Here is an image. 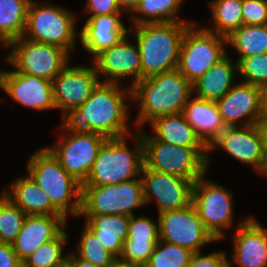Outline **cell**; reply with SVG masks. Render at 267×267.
I'll return each mask as SVG.
<instances>
[{"instance_id": "6da1fadb", "label": "cell", "mask_w": 267, "mask_h": 267, "mask_svg": "<svg viewBox=\"0 0 267 267\" xmlns=\"http://www.w3.org/2000/svg\"><path fill=\"white\" fill-rule=\"evenodd\" d=\"M127 99H132L130 87L128 91L116 83L100 82L90 97L64 121L76 130L95 132L108 139L129 136L132 133L127 124Z\"/></svg>"}, {"instance_id": "7a4b0ae2", "label": "cell", "mask_w": 267, "mask_h": 267, "mask_svg": "<svg viewBox=\"0 0 267 267\" xmlns=\"http://www.w3.org/2000/svg\"><path fill=\"white\" fill-rule=\"evenodd\" d=\"M131 89V100L139 104L136 131L160 116L182 113L193 96L192 84L177 68L142 79Z\"/></svg>"}, {"instance_id": "3957f363", "label": "cell", "mask_w": 267, "mask_h": 267, "mask_svg": "<svg viewBox=\"0 0 267 267\" xmlns=\"http://www.w3.org/2000/svg\"><path fill=\"white\" fill-rule=\"evenodd\" d=\"M191 24L192 22L145 23L129 29V32L135 34L139 47L142 79L178 67L184 32Z\"/></svg>"}, {"instance_id": "277c9868", "label": "cell", "mask_w": 267, "mask_h": 267, "mask_svg": "<svg viewBox=\"0 0 267 267\" xmlns=\"http://www.w3.org/2000/svg\"><path fill=\"white\" fill-rule=\"evenodd\" d=\"M28 176L47 193L52 204L67 218L80 216L82 184L73 178L47 148L31 155L27 162ZM71 204V199H73Z\"/></svg>"}, {"instance_id": "5b68a950", "label": "cell", "mask_w": 267, "mask_h": 267, "mask_svg": "<svg viewBox=\"0 0 267 267\" xmlns=\"http://www.w3.org/2000/svg\"><path fill=\"white\" fill-rule=\"evenodd\" d=\"M134 132V151L127 146V136L106 140L82 186L118 184L140 178L144 166V146L141 135L137 131Z\"/></svg>"}, {"instance_id": "8992f818", "label": "cell", "mask_w": 267, "mask_h": 267, "mask_svg": "<svg viewBox=\"0 0 267 267\" xmlns=\"http://www.w3.org/2000/svg\"><path fill=\"white\" fill-rule=\"evenodd\" d=\"M75 14L64 7L52 4L37 5L31 0L23 37L31 41L55 45L70 53L76 46Z\"/></svg>"}, {"instance_id": "52a82bcc", "label": "cell", "mask_w": 267, "mask_h": 267, "mask_svg": "<svg viewBox=\"0 0 267 267\" xmlns=\"http://www.w3.org/2000/svg\"><path fill=\"white\" fill-rule=\"evenodd\" d=\"M141 135L144 146V166L161 173L184 177L195 182L206 174L207 161L192 147L177 146Z\"/></svg>"}, {"instance_id": "ba28073f", "label": "cell", "mask_w": 267, "mask_h": 267, "mask_svg": "<svg viewBox=\"0 0 267 267\" xmlns=\"http://www.w3.org/2000/svg\"><path fill=\"white\" fill-rule=\"evenodd\" d=\"M145 204L140 176L118 184L82 186L80 215L133 216V210Z\"/></svg>"}, {"instance_id": "9c48e42d", "label": "cell", "mask_w": 267, "mask_h": 267, "mask_svg": "<svg viewBox=\"0 0 267 267\" xmlns=\"http://www.w3.org/2000/svg\"><path fill=\"white\" fill-rule=\"evenodd\" d=\"M196 27L191 24L184 32L177 67L191 84L227 55L226 37Z\"/></svg>"}, {"instance_id": "30bf717a", "label": "cell", "mask_w": 267, "mask_h": 267, "mask_svg": "<svg viewBox=\"0 0 267 267\" xmlns=\"http://www.w3.org/2000/svg\"><path fill=\"white\" fill-rule=\"evenodd\" d=\"M62 122L60 126L63 129L61 139L56 145L47 148L59 160L61 166L83 184L92 169L100 148L108 138L95 132L76 130L65 121ZM64 132L67 134L66 137Z\"/></svg>"}, {"instance_id": "8fae6325", "label": "cell", "mask_w": 267, "mask_h": 267, "mask_svg": "<svg viewBox=\"0 0 267 267\" xmlns=\"http://www.w3.org/2000/svg\"><path fill=\"white\" fill-rule=\"evenodd\" d=\"M10 54L6 62L14 66L16 72L33 75L53 81L69 64L70 54L55 45L31 41L23 36L10 42Z\"/></svg>"}, {"instance_id": "7c38bea8", "label": "cell", "mask_w": 267, "mask_h": 267, "mask_svg": "<svg viewBox=\"0 0 267 267\" xmlns=\"http://www.w3.org/2000/svg\"><path fill=\"white\" fill-rule=\"evenodd\" d=\"M203 175L193 183L192 204L205 229L219 241L233 224L232 193L223 186L208 181Z\"/></svg>"}, {"instance_id": "4fadbf2b", "label": "cell", "mask_w": 267, "mask_h": 267, "mask_svg": "<svg viewBox=\"0 0 267 267\" xmlns=\"http://www.w3.org/2000/svg\"><path fill=\"white\" fill-rule=\"evenodd\" d=\"M158 223L160 240L194 253L200 251L202 246L216 241L205 229L192 203L182 209L158 214Z\"/></svg>"}, {"instance_id": "5bb4252c", "label": "cell", "mask_w": 267, "mask_h": 267, "mask_svg": "<svg viewBox=\"0 0 267 267\" xmlns=\"http://www.w3.org/2000/svg\"><path fill=\"white\" fill-rule=\"evenodd\" d=\"M96 66L67 65L52 81L56 108L60 109L62 121L81 106L102 81L98 79Z\"/></svg>"}, {"instance_id": "9a60e30c", "label": "cell", "mask_w": 267, "mask_h": 267, "mask_svg": "<svg viewBox=\"0 0 267 267\" xmlns=\"http://www.w3.org/2000/svg\"><path fill=\"white\" fill-rule=\"evenodd\" d=\"M141 175L145 203L155 199L158 214L178 210L192 203L193 181L184 177L161 173L143 166Z\"/></svg>"}, {"instance_id": "2e32d148", "label": "cell", "mask_w": 267, "mask_h": 267, "mask_svg": "<svg viewBox=\"0 0 267 267\" xmlns=\"http://www.w3.org/2000/svg\"><path fill=\"white\" fill-rule=\"evenodd\" d=\"M217 147L238 161L252 166L256 172L267 175V159L256 124L226 127L208 146V153Z\"/></svg>"}, {"instance_id": "e0dca14e", "label": "cell", "mask_w": 267, "mask_h": 267, "mask_svg": "<svg viewBox=\"0 0 267 267\" xmlns=\"http://www.w3.org/2000/svg\"><path fill=\"white\" fill-rule=\"evenodd\" d=\"M98 76H106L104 83L120 84L119 80L124 77H133V82L129 86L132 88L137 82L142 80V66L140 51L136 43H130L127 35L111 48L105 49L93 58Z\"/></svg>"}, {"instance_id": "ac0fdd59", "label": "cell", "mask_w": 267, "mask_h": 267, "mask_svg": "<svg viewBox=\"0 0 267 267\" xmlns=\"http://www.w3.org/2000/svg\"><path fill=\"white\" fill-rule=\"evenodd\" d=\"M0 88L15 102L37 111L56 109L52 81L14 71H0Z\"/></svg>"}, {"instance_id": "d6986e66", "label": "cell", "mask_w": 267, "mask_h": 267, "mask_svg": "<svg viewBox=\"0 0 267 267\" xmlns=\"http://www.w3.org/2000/svg\"><path fill=\"white\" fill-rule=\"evenodd\" d=\"M216 104L226 127L238 126L241 121L243 126L254 125L262 116L259 87L248 83L234 84Z\"/></svg>"}, {"instance_id": "ffe728a7", "label": "cell", "mask_w": 267, "mask_h": 267, "mask_svg": "<svg viewBox=\"0 0 267 267\" xmlns=\"http://www.w3.org/2000/svg\"><path fill=\"white\" fill-rule=\"evenodd\" d=\"M232 239V260L240 267H267V230L254 218H244Z\"/></svg>"}, {"instance_id": "44dd1931", "label": "cell", "mask_w": 267, "mask_h": 267, "mask_svg": "<svg viewBox=\"0 0 267 267\" xmlns=\"http://www.w3.org/2000/svg\"><path fill=\"white\" fill-rule=\"evenodd\" d=\"M65 216L27 215L21 231L12 243L14 251L23 262L42 244L56 238L66 225Z\"/></svg>"}, {"instance_id": "7402d4cb", "label": "cell", "mask_w": 267, "mask_h": 267, "mask_svg": "<svg viewBox=\"0 0 267 267\" xmlns=\"http://www.w3.org/2000/svg\"><path fill=\"white\" fill-rule=\"evenodd\" d=\"M120 16L108 14L87 18L80 32V42L92 58L119 43L129 33Z\"/></svg>"}, {"instance_id": "603a6c76", "label": "cell", "mask_w": 267, "mask_h": 267, "mask_svg": "<svg viewBox=\"0 0 267 267\" xmlns=\"http://www.w3.org/2000/svg\"><path fill=\"white\" fill-rule=\"evenodd\" d=\"M154 132V138L161 142L194 148L206 161L210 163L208 147L197 136L194 129L187 123L183 113L164 115L149 123Z\"/></svg>"}, {"instance_id": "cb8c5ba5", "label": "cell", "mask_w": 267, "mask_h": 267, "mask_svg": "<svg viewBox=\"0 0 267 267\" xmlns=\"http://www.w3.org/2000/svg\"><path fill=\"white\" fill-rule=\"evenodd\" d=\"M189 98L183 109L187 123L208 147L226 128L216 102L194 97Z\"/></svg>"}, {"instance_id": "d4e9b609", "label": "cell", "mask_w": 267, "mask_h": 267, "mask_svg": "<svg viewBox=\"0 0 267 267\" xmlns=\"http://www.w3.org/2000/svg\"><path fill=\"white\" fill-rule=\"evenodd\" d=\"M3 193L26 215L64 216L51 202L45 191L29 177L22 176L13 180L10 192Z\"/></svg>"}, {"instance_id": "484cf974", "label": "cell", "mask_w": 267, "mask_h": 267, "mask_svg": "<svg viewBox=\"0 0 267 267\" xmlns=\"http://www.w3.org/2000/svg\"><path fill=\"white\" fill-rule=\"evenodd\" d=\"M236 73L237 62L234 63L227 54L192 84L193 93L198 98L216 102L230 91Z\"/></svg>"}, {"instance_id": "4316f807", "label": "cell", "mask_w": 267, "mask_h": 267, "mask_svg": "<svg viewBox=\"0 0 267 267\" xmlns=\"http://www.w3.org/2000/svg\"><path fill=\"white\" fill-rule=\"evenodd\" d=\"M80 216L86 217L85 225L109 252L119 258L123 242L127 239L130 216L109 214Z\"/></svg>"}, {"instance_id": "83f0119b", "label": "cell", "mask_w": 267, "mask_h": 267, "mask_svg": "<svg viewBox=\"0 0 267 267\" xmlns=\"http://www.w3.org/2000/svg\"><path fill=\"white\" fill-rule=\"evenodd\" d=\"M31 0H0V42L6 47L24 35Z\"/></svg>"}, {"instance_id": "f1b7e54d", "label": "cell", "mask_w": 267, "mask_h": 267, "mask_svg": "<svg viewBox=\"0 0 267 267\" xmlns=\"http://www.w3.org/2000/svg\"><path fill=\"white\" fill-rule=\"evenodd\" d=\"M229 44L239 53L237 63L245 57L267 53V24L241 25L226 37Z\"/></svg>"}, {"instance_id": "f546056e", "label": "cell", "mask_w": 267, "mask_h": 267, "mask_svg": "<svg viewBox=\"0 0 267 267\" xmlns=\"http://www.w3.org/2000/svg\"><path fill=\"white\" fill-rule=\"evenodd\" d=\"M182 3L183 0H141L137 8L130 14L132 15V23L140 25L145 23L185 22L178 17Z\"/></svg>"}, {"instance_id": "4dcf8cb0", "label": "cell", "mask_w": 267, "mask_h": 267, "mask_svg": "<svg viewBox=\"0 0 267 267\" xmlns=\"http://www.w3.org/2000/svg\"><path fill=\"white\" fill-rule=\"evenodd\" d=\"M214 28L204 29L227 37L243 25L242 0H211L209 2Z\"/></svg>"}, {"instance_id": "1f68e13d", "label": "cell", "mask_w": 267, "mask_h": 267, "mask_svg": "<svg viewBox=\"0 0 267 267\" xmlns=\"http://www.w3.org/2000/svg\"><path fill=\"white\" fill-rule=\"evenodd\" d=\"M66 231H62L56 238L42 244L34 253L23 261V267H60L67 262V255L63 254V245L68 239Z\"/></svg>"}, {"instance_id": "d6a6232c", "label": "cell", "mask_w": 267, "mask_h": 267, "mask_svg": "<svg viewBox=\"0 0 267 267\" xmlns=\"http://www.w3.org/2000/svg\"><path fill=\"white\" fill-rule=\"evenodd\" d=\"M27 215L4 193L0 195V242L12 244Z\"/></svg>"}, {"instance_id": "836d02e7", "label": "cell", "mask_w": 267, "mask_h": 267, "mask_svg": "<svg viewBox=\"0 0 267 267\" xmlns=\"http://www.w3.org/2000/svg\"><path fill=\"white\" fill-rule=\"evenodd\" d=\"M193 253L187 248L159 240L144 267H187Z\"/></svg>"}, {"instance_id": "e575fe53", "label": "cell", "mask_w": 267, "mask_h": 267, "mask_svg": "<svg viewBox=\"0 0 267 267\" xmlns=\"http://www.w3.org/2000/svg\"><path fill=\"white\" fill-rule=\"evenodd\" d=\"M84 228L76 247L78 256L98 267H110L117 258L104 247L86 225Z\"/></svg>"}, {"instance_id": "d590c367", "label": "cell", "mask_w": 267, "mask_h": 267, "mask_svg": "<svg viewBox=\"0 0 267 267\" xmlns=\"http://www.w3.org/2000/svg\"><path fill=\"white\" fill-rule=\"evenodd\" d=\"M237 65L242 82L258 87L267 82V53L242 58Z\"/></svg>"}, {"instance_id": "8d00e7d4", "label": "cell", "mask_w": 267, "mask_h": 267, "mask_svg": "<svg viewBox=\"0 0 267 267\" xmlns=\"http://www.w3.org/2000/svg\"><path fill=\"white\" fill-rule=\"evenodd\" d=\"M158 242L159 241H134V239H126L123 242L122 252L118 259L144 267L148 263Z\"/></svg>"}, {"instance_id": "74e56055", "label": "cell", "mask_w": 267, "mask_h": 267, "mask_svg": "<svg viewBox=\"0 0 267 267\" xmlns=\"http://www.w3.org/2000/svg\"><path fill=\"white\" fill-rule=\"evenodd\" d=\"M127 239L134 241H159V223L146 216H130Z\"/></svg>"}, {"instance_id": "f35d334b", "label": "cell", "mask_w": 267, "mask_h": 267, "mask_svg": "<svg viewBox=\"0 0 267 267\" xmlns=\"http://www.w3.org/2000/svg\"><path fill=\"white\" fill-rule=\"evenodd\" d=\"M243 25L267 24V0H242Z\"/></svg>"}, {"instance_id": "ab89813d", "label": "cell", "mask_w": 267, "mask_h": 267, "mask_svg": "<svg viewBox=\"0 0 267 267\" xmlns=\"http://www.w3.org/2000/svg\"><path fill=\"white\" fill-rule=\"evenodd\" d=\"M187 267H229L224 251L202 255L201 251L193 253Z\"/></svg>"}, {"instance_id": "60d3db41", "label": "cell", "mask_w": 267, "mask_h": 267, "mask_svg": "<svg viewBox=\"0 0 267 267\" xmlns=\"http://www.w3.org/2000/svg\"><path fill=\"white\" fill-rule=\"evenodd\" d=\"M86 13L91 16L122 14V10L118 6L117 0H87Z\"/></svg>"}, {"instance_id": "b9f144b4", "label": "cell", "mask_w": 267, "mask_h": 267, "mask_svg": "<svg viewBox=\"0 0 267 267\" xmlns=\"http://www.w3.org/2000/svg\"><path fill=\"white\" fill-rule=\"evenodd\" d=\"M0 267H23V262L10 243L0 242Z\"/></svg>"}, {"instance_id": "7bdbcfd3", "label": "cell", "mask_w": 267, "mask_h": 267, "mask_svg": "<svg viewBox=\"0 0 267 267\" xmlns=\"http://www.w3.org/2000/svg\"><path fill=\"white\" fill-rule=\"evenodd\" d=\"M256 126L259 130L262 143H263L265 156L267 159V116H261V118L256 123Z\"/></svg>"}, {"instance_id": "ee69618b", "label": "cell", "mask_w": 267, "mask_h": 267, "mask_svg": "<svg viewBox=\"0 0 267 267\" xmlns=\"http://www.w3.org/2000/svg\"><path fill=\"white\" fill-rule=\"evenodd\" d=\"M67 263L70 267H98L97 265L80 258L77 254H75V256L72 254L68 255Z\"/></svg>"}, {"instance_id": "f6af8a7d", "label": "cell", "mask_w": 267, "mask_h": 267, "mask_svg": "<svg viewBox=\"0 0 267 267\" xmlns=\"http://www.w3.org/2000/svg\"><path fill=\"white\" fill-rule=\"evenodd\" d=\"M260 110L262 116H267V82L259 86Z\"/></svg>"}, {"instance_id": "bcb514c9", "label": "cell", "mask_w": 267, "mask_h": 267, "mask_svg": "<svg viewBox=\"0 0 267 267\" xmlns=\"http://www.w3.org/2000/svg\"><path fill=\"white\" fill-rule=\"evenodd\" d=\"M117 2L120 9L123 12H128L130 15L140 4L141 0H117Z\"/></svg>"}, {"instance_id": "7dc6e473", "label": "cell", "mask_w": 267, "mask_h": 267, "mask_svg": "<svg viewBox=\"0 0 267 267\" xmlns=\"http://www.w3.org/2000/svg\"><path fill=\"white\" fill-rule=\"evenodd\" d=\"M110 267H142V266L137 264H132L129 262H124L117 258Z\"/></svg>"}, {"instance_id": "c3c4849f", "label": "cell", "mask_w": 267, "mask_h": 267, "mask_svg": "<svg viewBox=\"0 0 267 267\" xmlns=\"http://www.w3.org/2000/svg\"><path fill=\"white\" fill-rule=\"evenodd\" d=\"M60 267H70V265L66 262L64 265H62Z\"/></svg>"}]
</instances>
